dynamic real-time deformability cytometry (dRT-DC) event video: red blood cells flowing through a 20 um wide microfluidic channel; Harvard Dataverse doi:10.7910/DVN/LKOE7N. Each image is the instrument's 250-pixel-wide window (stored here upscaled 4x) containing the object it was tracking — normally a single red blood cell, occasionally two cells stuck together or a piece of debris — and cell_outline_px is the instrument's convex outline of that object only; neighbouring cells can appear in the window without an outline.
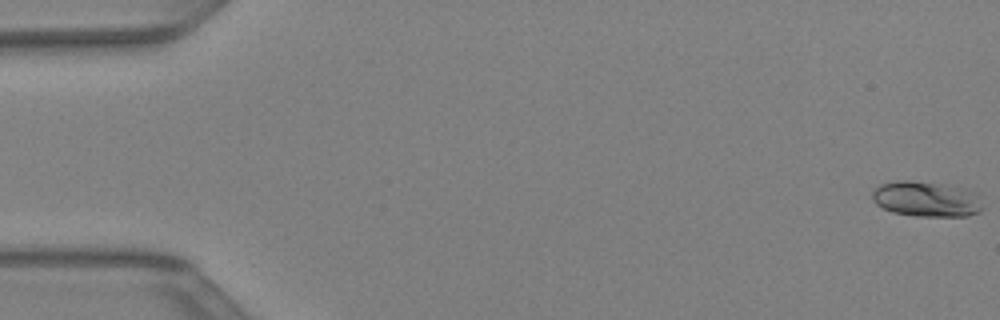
{"species": "Egyptian fruit bat (a non-hibernating species)", "species_latin": "Rousettus aegyptiacus", "temperature_condition": "warm", "stored_images_in_passage": 10, "camera_frame_rate_fps": 3000, "um_per_image_px": 0.085, "animal": {"sex": "female"}, "frame": {"image": 1, "passage_image": 1, "time_ms": 0.0, "image_size_px": [1000, 320], "cell_outline_px": [[984, 208], [980, 212], [968, 216], [916, 216], [892, 212], [876, 204], [872, 200], [872, 192], [880, 184], [900, 180], [908, 180], [940, 184], [972, 192]], "centroid_in_image_um": [78.68, 16.94], "position_along_channel_um": 6.3, "area_um2": 22.31}}